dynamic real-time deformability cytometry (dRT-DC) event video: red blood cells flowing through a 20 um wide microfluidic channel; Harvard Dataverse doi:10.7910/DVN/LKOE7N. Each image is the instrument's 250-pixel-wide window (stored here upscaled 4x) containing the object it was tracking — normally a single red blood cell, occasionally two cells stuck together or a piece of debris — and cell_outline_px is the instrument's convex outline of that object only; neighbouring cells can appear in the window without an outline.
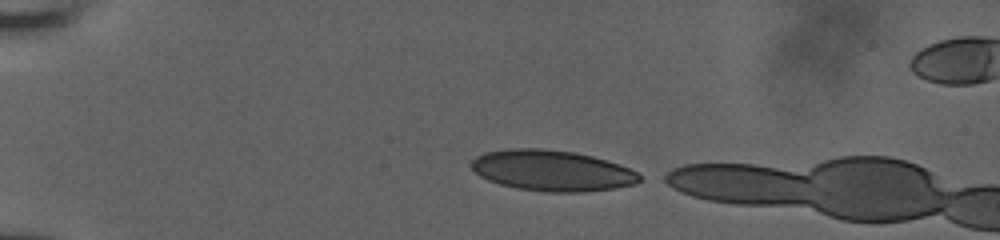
{"species": "human", "species_latin": "Homo sapiens", "temperature_condition": "room temperature", "stored_images_in_passage": 38, "camera_frame_rate_fps": 3000, "um_per_image_px": 0.085, "donor": {"sex": "male"}, "frame": {"image": 1, "passage_image": 1, "time_ms": 0.0, "image_size_px": [1000, 240], "cell_outline_px": [[640, 180], [636, 184], [612, 188], [584, 192], [548, 192], [516, 188], [500, 184], [488, 180], [480, 176], [468, 164], [476, 156], [484, 152], [508, 148], [540, 148], [576, 152], [608, 160], [620, 164], [636, 172], [640, 176]], "centroid_in_image_um": [46.89, 14.49], "position_along_channel_um": 38.1, "area_um2": 40.17}}
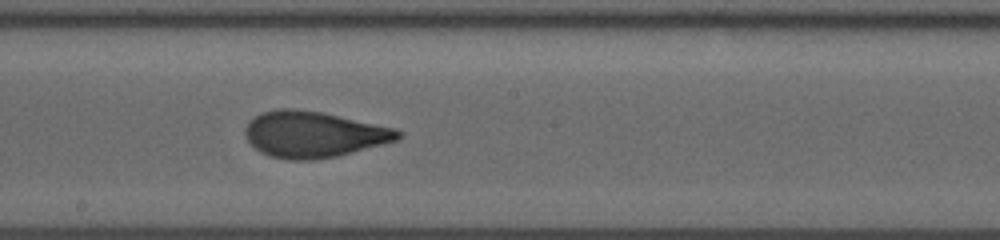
{"frame": {"image": 2, "passage_image": 20, "time_ms": 6.333, "image_size_px": [1000, 240], "cell_outline_px": [[404, 132], [396, 140], [336, 156], [312, 160], [288, 160], [268, 156], [260, 152], [244, 136], [244, 128], [248, 120], [260, 112], [280, 108], [292, 108], [320, 112], [396, 128]], "centroid_in_image_um": [26.59, 11.41], "position_along_channel_um": 221.6, "area_um2": 40.98}}
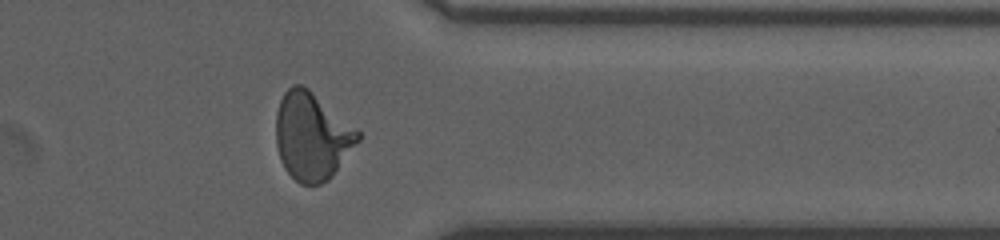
{"frame": {"image": 3, "passage_image": 33, "time_ms": 10.667, "image_size_px": [1000, 240], "cell_outline_px": [[360, 140], [332, 176], [328, 180], [320, 184], [300, 184], [284, 168], [280, 160], [276, 144], [276, 112], [280, 100], [284, 92], [292, 84], [300, 84], [308, 88], [360, 132]], "centroid_in_image_um": [26.49, 11.58], "position_along_channel_um": 384.9, "area_um2": 41.62}}